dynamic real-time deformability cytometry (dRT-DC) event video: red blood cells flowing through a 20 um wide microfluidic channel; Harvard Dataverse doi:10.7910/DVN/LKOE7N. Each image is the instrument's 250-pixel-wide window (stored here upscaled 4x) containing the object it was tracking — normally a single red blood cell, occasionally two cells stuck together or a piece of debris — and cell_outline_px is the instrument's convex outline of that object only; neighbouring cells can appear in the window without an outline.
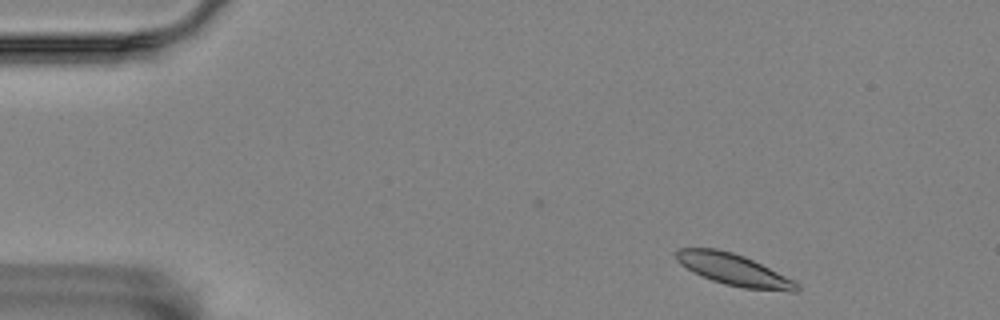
{"species": "Egyptian fruit bat (a non-hibernating species)", "species_latin": "Rousettus aegyptiacus", "temperature_condition": "room temperature", "stored_images_in_passage": 4, "segment_of_instrument_passage": [1, 2], "camera_frame_rate_fps": 3000, "um_per_image_px": 0.085, "animal": {"sex": "female"}, "frame": {"image": 1, "passage_image": 1, "time_ms": 0.0, "image_size_px": [1000, 320], "cell_outline_px": [[800, 288], [796, 292], [788, 292], [744, 288], [724, 284], [712, 280], [692, 272], [680, 264], [676, 260], [676, 248], [716, 248], [732, 252], [744, 256], [796, 280], [800, 284]], "centroid_in_image_um": [62.41, 22.94], "position_along_channel_um": 22.6, "area_um2": 22.48}}